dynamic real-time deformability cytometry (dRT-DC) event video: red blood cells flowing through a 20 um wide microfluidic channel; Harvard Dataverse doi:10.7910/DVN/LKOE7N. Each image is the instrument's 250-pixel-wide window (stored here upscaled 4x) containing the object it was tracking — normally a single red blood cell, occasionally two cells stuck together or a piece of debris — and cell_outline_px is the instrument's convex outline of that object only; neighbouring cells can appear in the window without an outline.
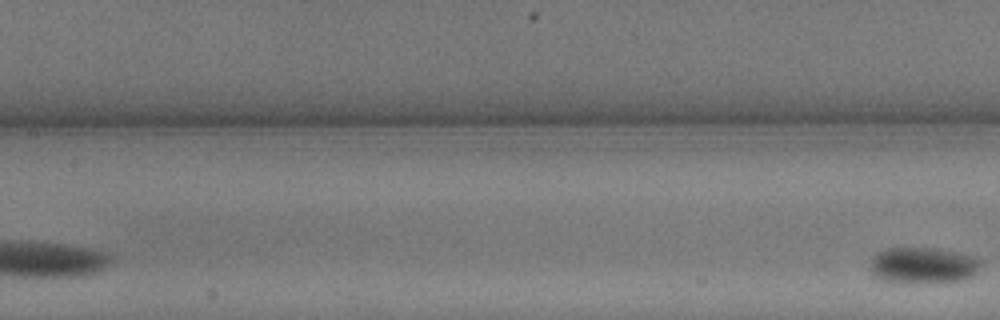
{"species": "common noctule bat (a hibernating species)", "species_latin": "Nyctalus noctula", "temperature_condition": "warm", "stored_images_in_passage": 8, "segment_of_instrument_passage": [2, 2], "camera_frame_rate_fps": 3000, "um_per_image_px": 0.085, "animal": {"sex": "male", "body_mass_g": 13.3}, "frame": {"image": 1, "passage_image": 8, "time_ms": 2.333, "image_size_px": [1000, 320], "cell_outline_px": [[984, 264], [972, 276], [964, 280], [888, 280], [876, 276], [872, 272], [872, 256], [888, 248], [932, 248], [956, 252], [976, 256]], "centroid_in_image_um": [78.55, 22.49], "position_along_channel_um": 128.8, "area_um2": 22.2}}